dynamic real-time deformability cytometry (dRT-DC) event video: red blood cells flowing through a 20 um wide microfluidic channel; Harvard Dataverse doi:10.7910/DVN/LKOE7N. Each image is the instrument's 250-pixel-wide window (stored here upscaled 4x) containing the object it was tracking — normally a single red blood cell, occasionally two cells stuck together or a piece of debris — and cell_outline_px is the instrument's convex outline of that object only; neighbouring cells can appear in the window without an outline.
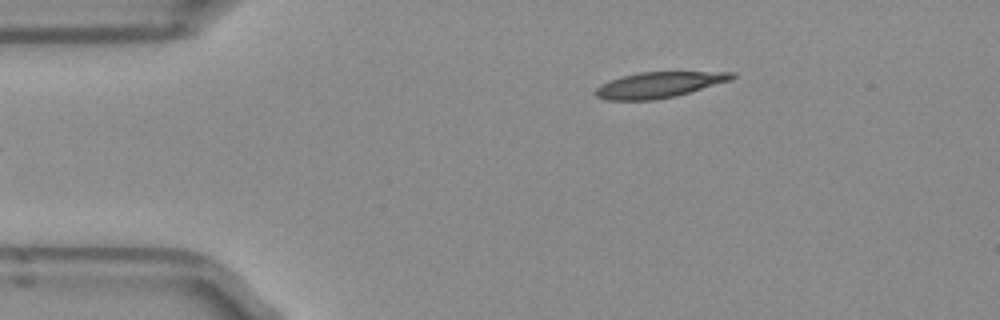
{"species": "Egyptian fruit bat (a non-hibernating species)", "species_latin": "Rousettus aegyptiacus", "temperature_condition": "room temperature", "stored_images_in_passage": 5, "camera_frame_rate_fps": 3000, "um_per_image_px": 0.085, "frame": {"image": 1, "passage_image": 5, "time_ms": 1.333, "image_size_px": [1000, 320], "cell_outline_px": [[736, 76], [732, 80], [676, 96], [652, 100], [608, 100], [596, 96], [592, 92], [600, 84], [620, 76], [640, 72], [736, 72]], "centroid_in_image_um": [55.99, 7.21], "position_along_channel_um": 29.0, "area_um2": 20.58}}